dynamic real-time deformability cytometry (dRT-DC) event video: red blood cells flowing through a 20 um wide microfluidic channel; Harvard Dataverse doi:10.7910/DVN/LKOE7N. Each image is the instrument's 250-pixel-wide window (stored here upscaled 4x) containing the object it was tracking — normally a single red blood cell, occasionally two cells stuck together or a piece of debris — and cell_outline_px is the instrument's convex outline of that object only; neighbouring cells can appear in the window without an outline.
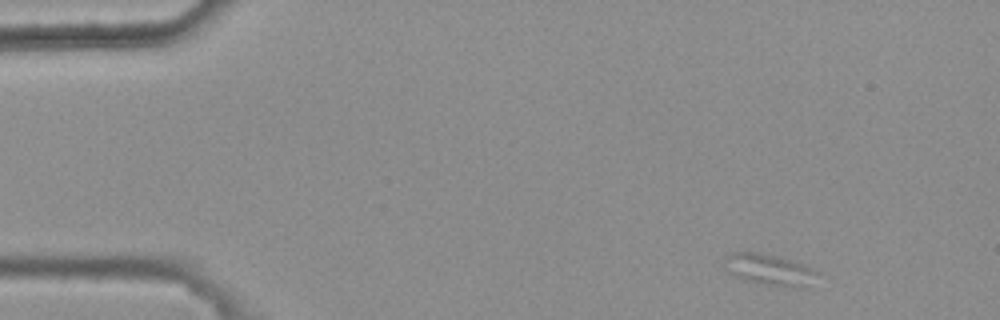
{"species": "common noctule bat (a hibernating species)", "species_latin": "Nyctalus noctula", "temperature_condition": "warm", "stored_images_in_passage": 3, "camera_frame_rate_fps": 3000, "um_per_image_px": 0.085, "animal": {"sex": "female", "body_mass_g": 25.1}, "frame": {"image": 1, "passage_image": 1, "time_ms": 0.0, "image_size_px": [1000, 320], "cell_outline_px": [[820, 272], [812, 288], [808, 288], [760, 284], [744, 280], [736, 276], [724, 268], [728, 256], [732, 252], [760, 252], [776, 256], [812, 268]], "centroid_in_image_um": [65.48, 22.96], "position_along_channel_um": 19.5, "area_um2": 16.94}}